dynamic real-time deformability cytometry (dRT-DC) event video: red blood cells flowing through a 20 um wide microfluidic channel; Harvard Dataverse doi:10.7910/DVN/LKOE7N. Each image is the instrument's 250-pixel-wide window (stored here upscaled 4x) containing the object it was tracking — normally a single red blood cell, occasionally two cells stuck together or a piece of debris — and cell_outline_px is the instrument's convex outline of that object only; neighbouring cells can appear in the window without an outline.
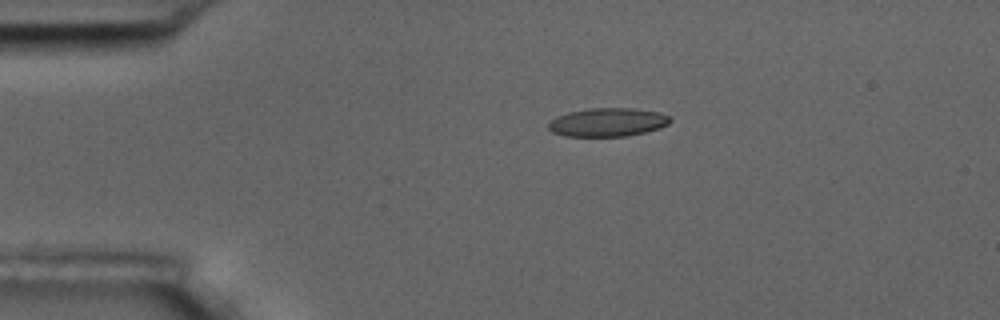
{"species": "common noctule bat (a hibernating species)", "species_latin": "Nyctalus noctula", "temperature_condition": "room temperature", "stored_images_in_passage": 2, "camera_frame_rate_fps": 3000, "um_per_image_px": 0.085, "animal": {"sex": "male", "body_mass_g": 17.5, "forearm_length_mm": 52.3}, "frame": {"image": 1, "passage_image": 1, "time_ms": 0.0, "image_size_px": [1000, 320], "cell_outline_px": [[672, 120], [668, 124], [660, 128], [628, 136], [564, 136], [552, 132], [548, 128], [548, 124], [556, 116], [568, 112], [588, 108], [632, 108], [660, 112], [672, 116]], "centroid_in_image_um": [51.67, 10.38], "position_along_channel_um": 33.3, "area_um2": 20.4}}